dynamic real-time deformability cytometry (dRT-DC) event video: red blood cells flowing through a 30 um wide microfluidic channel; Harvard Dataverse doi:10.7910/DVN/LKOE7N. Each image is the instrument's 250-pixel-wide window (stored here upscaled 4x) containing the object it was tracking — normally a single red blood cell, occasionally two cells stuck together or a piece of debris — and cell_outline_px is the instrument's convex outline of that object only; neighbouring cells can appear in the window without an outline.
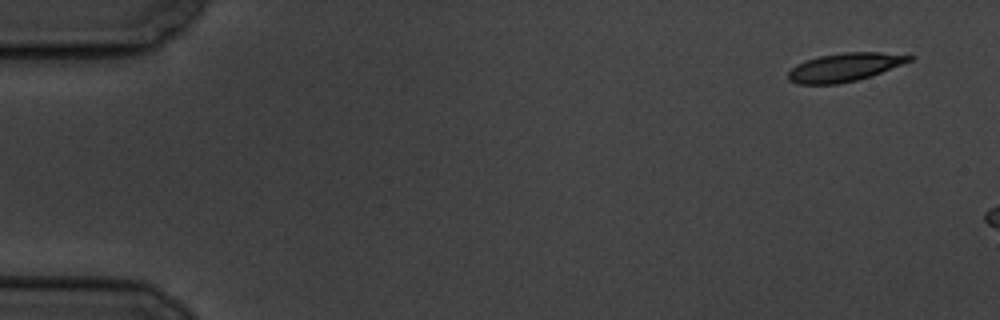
{"species": "common noctule bat (a hibernating species)", "species_latin": "Nyctalus noctula", "temperature_condition": "cold", "stored_images_in_passage": 4, "camera_frame_rate_fps": 3000, "um_per_image_px": 0.085, "animal": {"sex": "male", "body_mass_g": 19.5, "forearm_length_mm": 54.6}, "frame": {"image": 1, "passage_image": 1, "time_ms": 0.0, "image_size_px": [1000, 320], "cell_outline_px": [[916, 56], [912, 60], [872, 76], [840, 84], [796, 84], [788, 80], [788, 72], [796, 64], [820, 56], [844, 52], [880, 52]], "centroid_in_image_um": [71.79, 5.72], "position_along_channel_um": 13.2, "area_um2": 20.0}}